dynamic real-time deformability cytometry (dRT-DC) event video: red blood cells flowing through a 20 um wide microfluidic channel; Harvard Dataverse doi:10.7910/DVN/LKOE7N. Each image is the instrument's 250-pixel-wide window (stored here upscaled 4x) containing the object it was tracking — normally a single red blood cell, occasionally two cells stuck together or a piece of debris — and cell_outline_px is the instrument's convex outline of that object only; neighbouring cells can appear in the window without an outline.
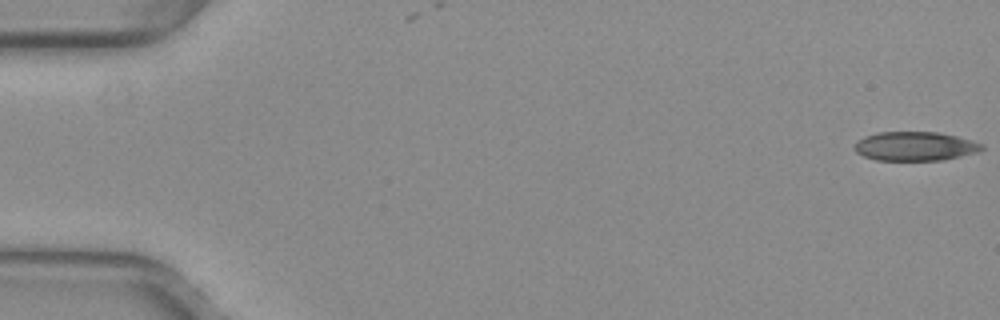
{"species": "common noctule bat (a hibernating species)", "species_latin": "Nyctalus noctula", "temperature_condition": "warm", "stored_images_in_passage": 53, "camera_frame_rate_fps": 3000, "um_per_image_px": 0.085, "animal": {"sex": "female", "body_mass_g": 29.2, "forearm_length_mm": 56.3}, "frame": {"image": 1, "passage_image": 1, "time_ms": 0.0, "image_size_px": [1000, 320], "cell_outline_px": [[984, 148], [976, 152], [944, 160], [876, 160], [864, 156], [856, 152], [852, 148], [864, 136], [876, 132], [936, 132], [956, 136], [972, 140], [984, 144]], "centroid_in_image_um": [77.78, 12.43], "position_along_channel_um": 7.2, "area_um2": 21.5}}
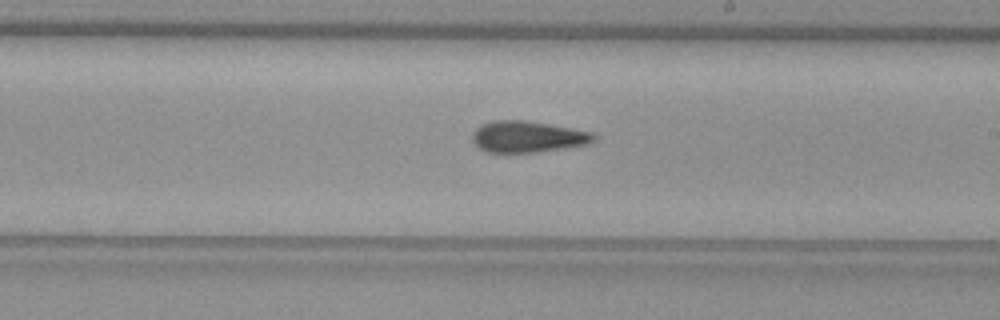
{"frame": {"image": 2, "passage_image": 31, "time_ms": 10.0, "image_size_px": [1000, 320], "cell_outline_px": [[596, 140], [588, 144], [564, 148], [536, 152], [484, 152], [472, 140], [472, 132], [480, 124], [492, 120], [524, 120], [548, 124], [592, 132], [596, 136]], "centroid_in_image_um": [44.82, 11.62], "position_along_channel_um": 244.2, "area_um2": 22.2}}
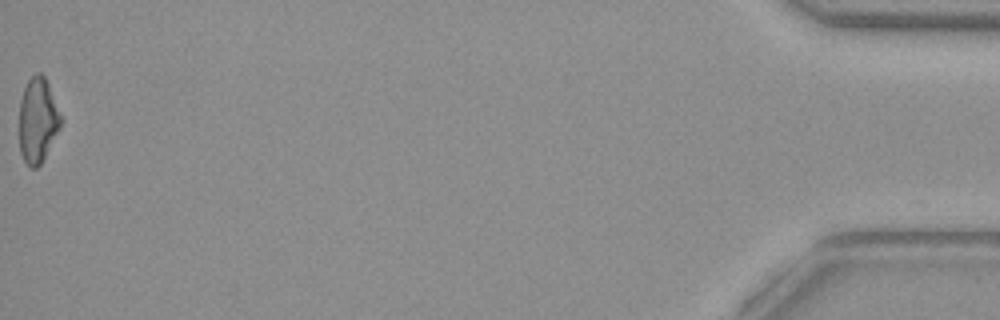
{"frame": {"image": 3, "passage_image": 53, "time_ms": 17.333, "image_size_px": [1000, 320], "cell_outline_px": [[60, 128], [40, 164], [36, 168], [32, 168], [24, 160], [20, 152], [20, 100], [24, 88], [28, 80], [36, 72], [40, 72], [44, 76], [48, 84], [60, 116]], "centroid_in_image_um": [3.18, 10.21], "position_along_channel_um": 432.0, "area_um2": 20.0}, "authors_computed_cell_mechanics": {"area_um2": 21.8484, "velocity_mm_per_s": 3.9703, "shape_relaxation_time_tau1_ms": null, "shape_relaxation_time_tau2_ms": 3.7514, "deformation_change_tau1": null, "deformation_change_tau2": 0.1115}}